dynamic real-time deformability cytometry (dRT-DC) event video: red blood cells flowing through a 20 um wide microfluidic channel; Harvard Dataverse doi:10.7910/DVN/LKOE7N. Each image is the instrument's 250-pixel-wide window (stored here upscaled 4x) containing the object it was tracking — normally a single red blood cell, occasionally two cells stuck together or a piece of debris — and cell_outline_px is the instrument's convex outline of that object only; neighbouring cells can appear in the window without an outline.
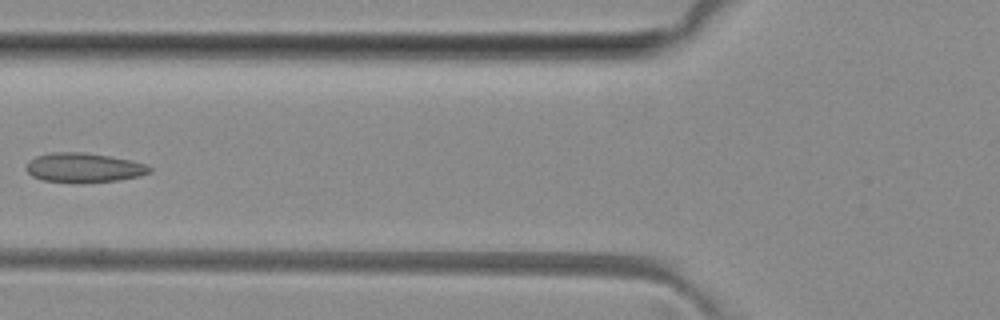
{"species": "common noctule bat (a hibernating species)", "species_latin": "Nyctalus noctula", "temperature_condition": "room temperature", "stored_images_in_passage": 6, "camera_frame_rate_fps": 3000, "um_per_image_px": 0.085, "animal": {"sex": "female", "body_mass_g": 29.2, "forearm_length_mm": 56.3}, "frame": {"image": 1, "passage_image": 5, "time_ms": 4.667, "image_size_px": [1000, 320], "cell_outline_px": [[152, 172], [140, 176], [120, 180], [80, 184], [72, 184], [40, 180], [32, 176], [24, 168], [28, 160], [36, 156], [52, 152], [80, 152], [112, 156], [132, 160], [148, 164], [152, 168]], "centroid_in_image_um": [7.12, 14.27], "position_along_channel_um": 118.7, "area_um2": 21.96}}
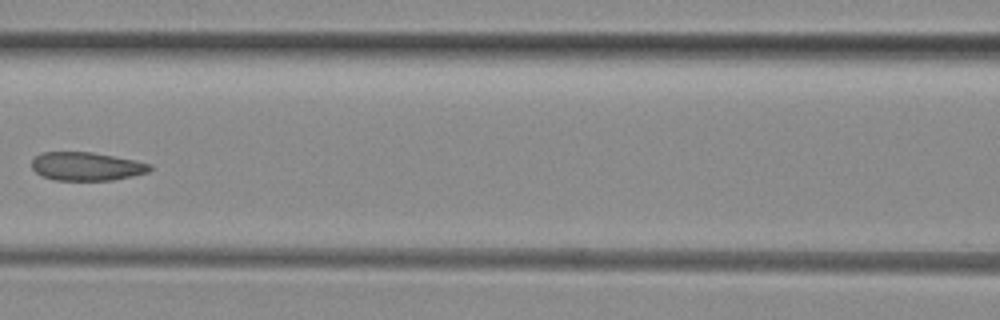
{"frame": {"image": 2, "passage_image": 6, "time_ms": 5.667, "image_size_px": [1000, 320], "cell_outline_px": [[152, 168], [148, 172], [132, 176], [112, 180], [52, 180], [40, 176], [32, 168], [32, 160], [40, 152], [92, 152], [136, 160], [152, 164]], "centroid_in_image_um": [7.34, 14.14], "position_along_channel_um": 159.3, "area_um2": 19.71}}